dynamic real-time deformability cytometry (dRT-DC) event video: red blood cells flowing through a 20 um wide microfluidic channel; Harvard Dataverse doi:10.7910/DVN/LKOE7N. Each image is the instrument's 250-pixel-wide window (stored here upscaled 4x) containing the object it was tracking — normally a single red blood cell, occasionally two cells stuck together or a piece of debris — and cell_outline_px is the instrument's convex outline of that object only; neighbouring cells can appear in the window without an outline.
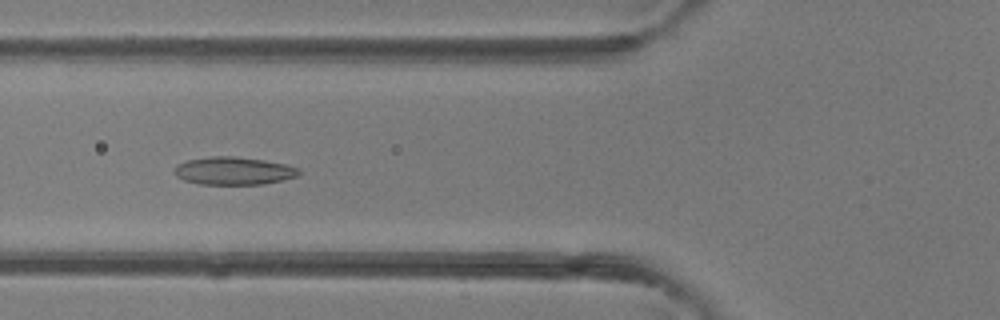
{"species": "common noctule bat (a hibernating species)", "species_latin": "Nyctalus noctula", "temperature_condition": "room temperature", "stored_images_in_passage": 4, "camera_frame_rate_fps": 3000, "um_per_image_px": 0.085, "animal": {"sex": "female"}, "frame": {"image": 1, "passage_image": 4, "time_ms": 4.333, "image_size_px": [1000, 320], "cell_outline_px": [[300, 172], [296, 176], [264, 184], [200, 184], [184, 180], [176, 176], [172, 172], [176, 164], [188, 160], [212, 156], [232, 156], [264, 160], [284, 164], [300, 168]], "centroid_in_image_um": [19.81, 14.52], "position_along_channel_um": 106.0, "area_um2": 20.11}}